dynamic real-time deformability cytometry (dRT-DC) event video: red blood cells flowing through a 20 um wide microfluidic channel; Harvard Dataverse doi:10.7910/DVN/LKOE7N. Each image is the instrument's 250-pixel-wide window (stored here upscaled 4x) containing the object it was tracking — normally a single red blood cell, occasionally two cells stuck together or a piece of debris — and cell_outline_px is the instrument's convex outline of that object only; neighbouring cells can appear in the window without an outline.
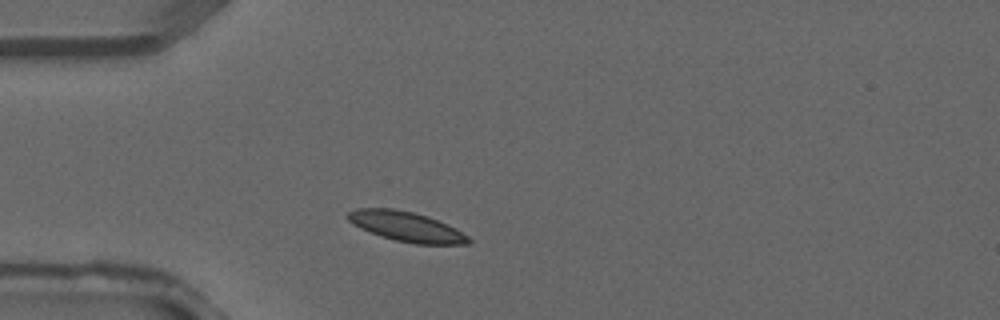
{"species": "common noctule bat (a hibernating species)", "species_latin": "Nyctalus noctula", "temperature_condition": "warm", "stored_images_in_passage": 2, "camera_frame_rate_fps": 3000, "um_per_image_px": 0.085, "animal": {"sex": "male", "forearm_length_mm": 52.5}, "frame": {"image": 1, "passage_image": 2, "time_ms": 0.333, "image_size_px": [1000, 320], "cell_outline_px": [[472, 240], [468, 244], [416, 244], [396, 240], [380, 236], [360, 228], [352, 224], [344, 216], [348, 212], [356, 208], [392, 208], [412, 212], [428, 216], [468, 236]], "centroid_in_image_um": [34.46, 19.25], "position_along_channel_um": 50.5, "area_um2": 20.75}}